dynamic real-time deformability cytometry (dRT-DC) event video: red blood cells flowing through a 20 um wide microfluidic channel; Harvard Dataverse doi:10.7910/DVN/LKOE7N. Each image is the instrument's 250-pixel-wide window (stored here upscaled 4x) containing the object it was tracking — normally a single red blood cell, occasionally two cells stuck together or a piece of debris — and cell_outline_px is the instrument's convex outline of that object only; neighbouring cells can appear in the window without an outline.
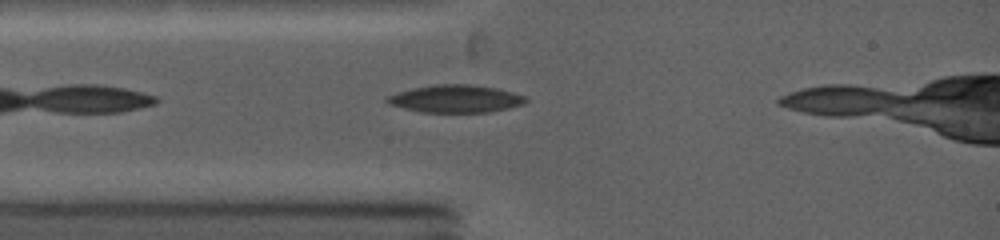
{"species": "common noctule bat (a hibernating species)", "species_latin": "Nyctalus noctula", "temperature_condition": "warm", "stored_images_in_passage": 9, "camera_frame_rate_fps": 5000, "um_per_image_px": 0.085, "animal": {"sex": "female", "body_mass_g": 19.0, "forearm_length_mm": 53.3}, "frame": {"image": 1, "passage_image": 5, "time_ms": 1.0, "image_size_px": [1000, 240], "cell_outline_px": [[528, 100], [524, 104], [508, 108], [488, 112], [420, 112], [388, 104], [384, 100], [388, 96], [396, 92], [432, 84], [468, 84], [496, 88], [528, 96]], "centroid_in_image_um": [38.73, 8.39], "position_along_channel_um": 46.3, "area_um2": 22.37}}